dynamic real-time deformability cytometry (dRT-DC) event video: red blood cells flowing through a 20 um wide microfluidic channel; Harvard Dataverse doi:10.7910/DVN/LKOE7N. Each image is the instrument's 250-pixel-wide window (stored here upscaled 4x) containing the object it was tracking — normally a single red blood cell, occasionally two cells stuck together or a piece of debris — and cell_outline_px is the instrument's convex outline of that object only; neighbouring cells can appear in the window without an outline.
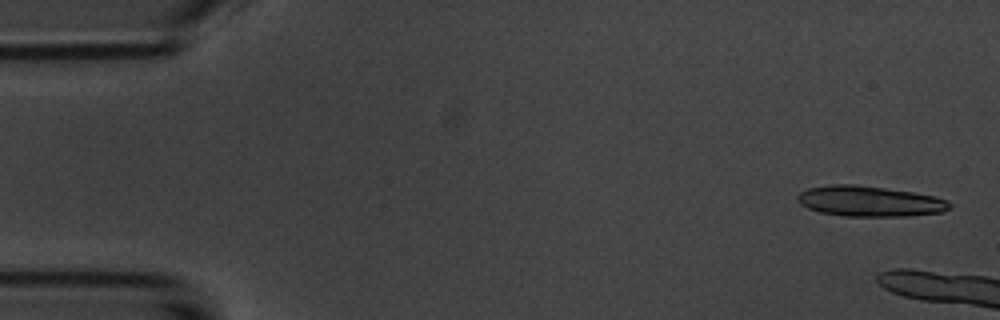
{"species": "common noctule bat (a hibernating species)", "species_latin": "Nyctalus noctula", "temperature_condition": "room temperature", "stored_images_in_passage": 11, "camera_frame_rate_fps": 3000, "um_per_image_px": 0.085, "animal": {"sex": "male", "body_mass_g": 20.1, "forearm_length_mm": 53.5}, "frame": {"image": 1, "passage_image": 1, "time_ms": 0.0, "image_size_px": [1000, 320], "cell_outline_px": [[952, 204], [944, 212], [908, 216], [844, 216], [820, 212], [808, 208], [800, 204], [796, 200], [796, 196], [800, 192], [808, 188], [832, 184], [856, 184], [912, 192], [936, 196], [948, 200]], "centroid_in_image_um": [73.91, 17.1], "position_along_channel_um": 11.1, "area_um2": 27.17}}
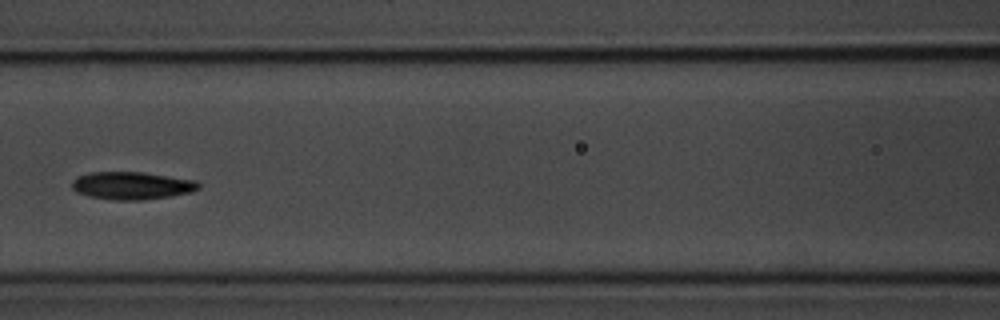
{"frame": {"image": 2, "passage_image": 8, "time_ms": 9.0, "image_size_px": [1000, 320], "cell_outline_px": [[200, 188], [192, 192], [172, 196], [144, 200], [112, 200], [88, 196], [76, 192], [72, 188], [72, 180], [76, 176], [88, 172], [144, 172], [196, 180], [200, 184]], "centroid_in_image_um": [11.2, 15.77], "position_along_channel_um": 155.4, "area_um2": 20.75}}